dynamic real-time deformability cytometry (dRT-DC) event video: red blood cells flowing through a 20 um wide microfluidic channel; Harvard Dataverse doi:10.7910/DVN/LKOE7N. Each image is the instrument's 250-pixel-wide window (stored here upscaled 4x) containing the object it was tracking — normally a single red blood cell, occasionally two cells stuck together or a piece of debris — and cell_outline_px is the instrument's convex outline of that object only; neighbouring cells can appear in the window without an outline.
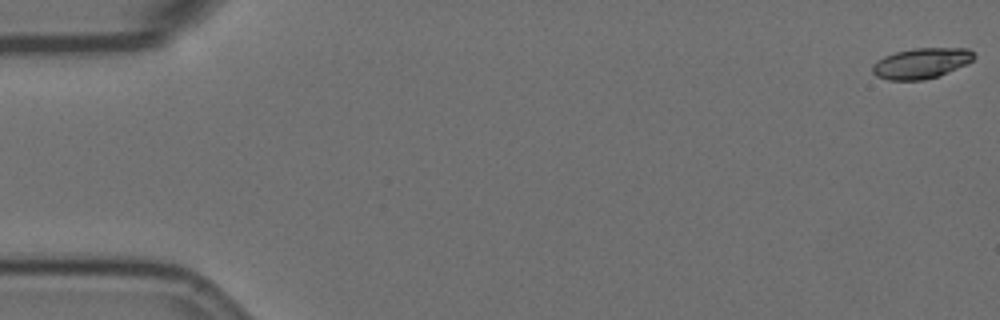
{"species": "Egyptian fruit bat (a non-hibernating species)", "species_latin": "Rousettus aegyptiacus", "temperature_condition": "room temperature", "stored_images_in_passage": 6, "camera_frame_rate_fps": 3000, "um_per_image_px": 0.085, "animal": {"sex": "female"}, "frame": {"image": 1, "passage_image": 1, "time_ms": 0.0, "image_size_px": [1000, 320], "cell_outline_px": [[976, 56], [968, 64], [940, 76], [924, 80], [888, 80], [876, 76], [872, 72], [872, 64], [876, 60], [884, 56], [896, 52], [916, 48], [968, 48]], "centroid_in_image_um": [78.31, 5.38], "position_along_channel_um": 6.7, "area_um2": 18.26}}
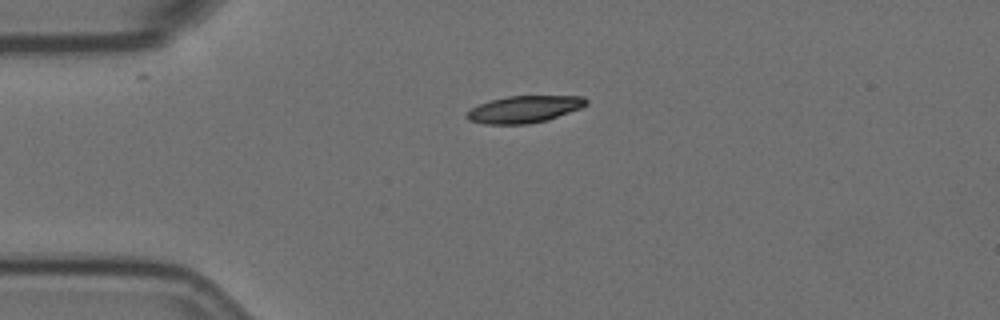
{"frame": {"image": 2, "passage_image": 4, "time_ms": 1.0, "image_size_px": [1000, 320], "cell_outline_px": [[588, 104], [580, 108], [548, 120], [528, 124], [484, 124], [468, 120], [464, 116], [472, 108], [480, 104], [492, 100], [508, 96], [584, 96], [588, 100]], "centroid_in_image_um": [44.57, 9.29], "position_along_channel_um": 40.4, "area_um2": 18.73}}
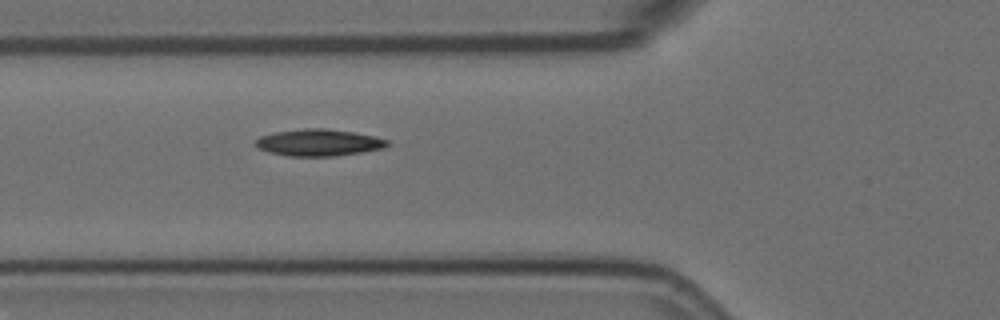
{"frame": {"image": 3, "passage_image": 6, "time_ms": 1.667, "image_size_px": [1000, 320], "cell_outline_px": [[388, 144], [384, 148], [360, 152], [332, 156], [288, 156], [272, 152], [260, 148], [256, 144], [256, 140], [260, 136], [276, 132], [304, 128], [328, 128], [352, 132], [372, 136], [388, 140]], "centroid_in_image_um": [27.1, 12.11], "position_along_channel_um": 98.7, "area_um2": 20.17}}